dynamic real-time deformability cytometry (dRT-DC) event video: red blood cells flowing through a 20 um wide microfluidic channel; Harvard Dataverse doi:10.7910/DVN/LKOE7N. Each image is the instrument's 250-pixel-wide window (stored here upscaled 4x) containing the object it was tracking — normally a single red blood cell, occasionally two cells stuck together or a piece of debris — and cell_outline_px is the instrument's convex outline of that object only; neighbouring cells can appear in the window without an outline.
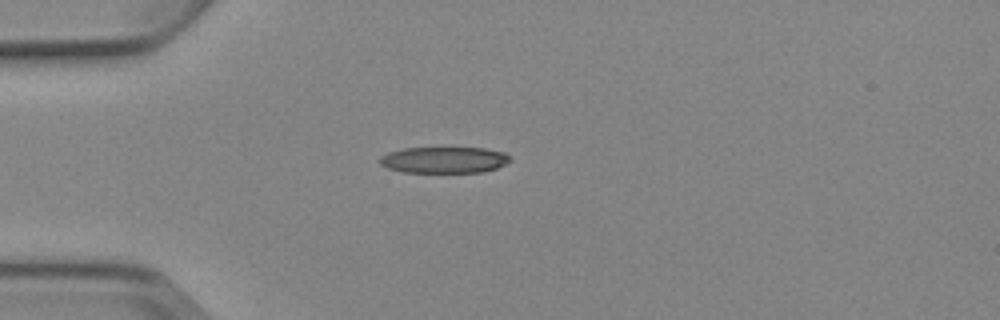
{"species": "Egyptian fruit bat (a non-hibernating species)", "species_latin": "Rousettus aegyptiacus", "temperature_condition": "cold", "stored_images_in_passage": 1, "camera_frame_rate_fps": 3000, "um_per_image_px": 0.085, "animal": {"sex": "female"}, "frame": {"image": 1, "passage_image": 1, "time_ms": 0.0, "image_size_px": [1000, 320], "cell_outline_px": [[512, 160], [496, 168], [484, 172], [404, 172], [388, 168], [380, 164], [376, 160], [380, 156], [388, 152], [404, 148], [484, 148], [504, 152]], "centroid_in_image_um": [37.71, 13.59], "position_along_channel_um": 47.3, "area_um2": 20.0}}